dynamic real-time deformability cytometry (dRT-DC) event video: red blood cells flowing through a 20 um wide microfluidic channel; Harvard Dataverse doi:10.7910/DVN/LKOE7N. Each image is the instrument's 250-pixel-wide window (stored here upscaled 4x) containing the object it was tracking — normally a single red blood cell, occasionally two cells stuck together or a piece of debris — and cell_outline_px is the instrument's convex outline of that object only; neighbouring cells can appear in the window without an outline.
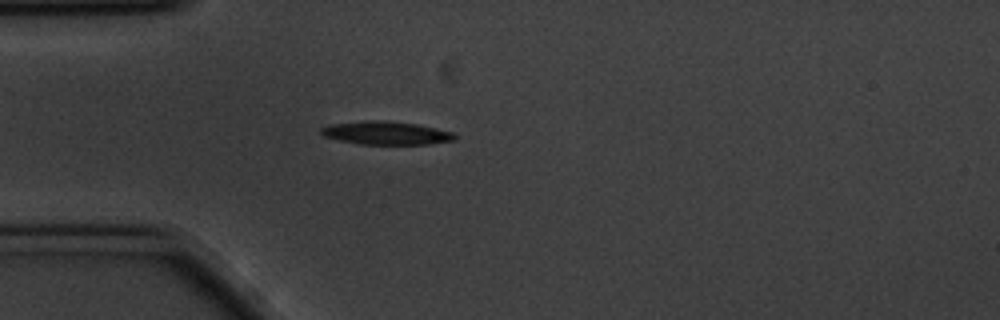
{"species": "common noctule bat (a hibernating species)", "species_latin": "Nyctalus noctula", "temperature_condition": "cold", "stored_images_in_passage": 20, "camera_frame_rate_fps": 3000, "um_per_image_px": 0.085, "animal": {"sex": "male", "body_mass_g": 20.1, "forearm_length_mm": 53.5}, "frame": {"image": 1, "passage_image": 12, "time_ms": 3.667, "image_size_px": [1000, 320], "cell_outline_px": [[456, 140], [428, 144], [360, 144], [320, 136], [320, 128], [328, 124], [364, 120], [376, 120], [416, 124], [436, 128], [452, 132], [456, 136]], "centroid_in_image_um": [32.76, 11.3], "position_along_channel_um": 52.2, "area_um2": 18.15}}